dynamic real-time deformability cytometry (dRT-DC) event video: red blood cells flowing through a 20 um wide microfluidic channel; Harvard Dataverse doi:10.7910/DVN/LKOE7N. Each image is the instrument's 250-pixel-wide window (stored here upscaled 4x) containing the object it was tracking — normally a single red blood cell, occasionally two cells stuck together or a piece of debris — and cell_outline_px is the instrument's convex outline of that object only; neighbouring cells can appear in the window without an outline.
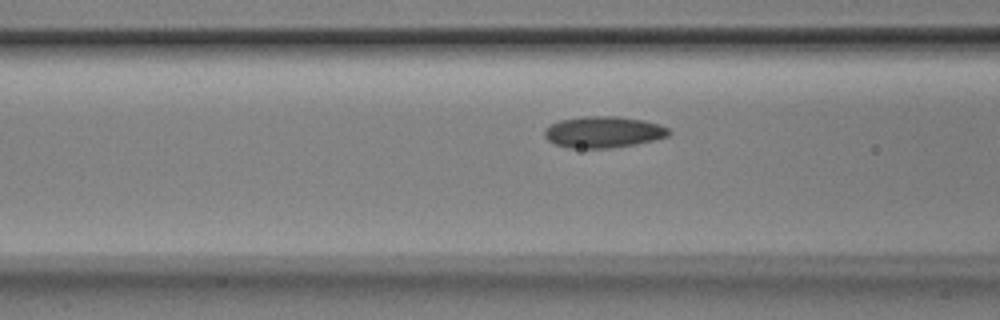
{"species": "Egyptian fruit bat (a non-hibernating species)", "species_latin": "Rousettus aegyptiacus", "temperature_condition": "room temperature", "stored_images_in_passage": 8, "camera_frame_rate_fps": 3000, "um_per_image_px": 0.085, "animal": {"sex": "male"}, "frame": {"image": 1, "passage_image": 7, "time_ms": 2.0, "image_size_px": [1000, 320], "cell_outline_px": [[672, 132], [668, 136], [636, 144], [608, 148], [568, 148], [556, 144], [548, 140], [544, 136], [544, 128], [560, 120], [584, 116], [616, 116], [644, 120], [660, 124], [668, 128]], "centroid_in_image_um": [51.29, 11.22], "position_along_channel_um": 115.3, "area_um2": 22.77}}